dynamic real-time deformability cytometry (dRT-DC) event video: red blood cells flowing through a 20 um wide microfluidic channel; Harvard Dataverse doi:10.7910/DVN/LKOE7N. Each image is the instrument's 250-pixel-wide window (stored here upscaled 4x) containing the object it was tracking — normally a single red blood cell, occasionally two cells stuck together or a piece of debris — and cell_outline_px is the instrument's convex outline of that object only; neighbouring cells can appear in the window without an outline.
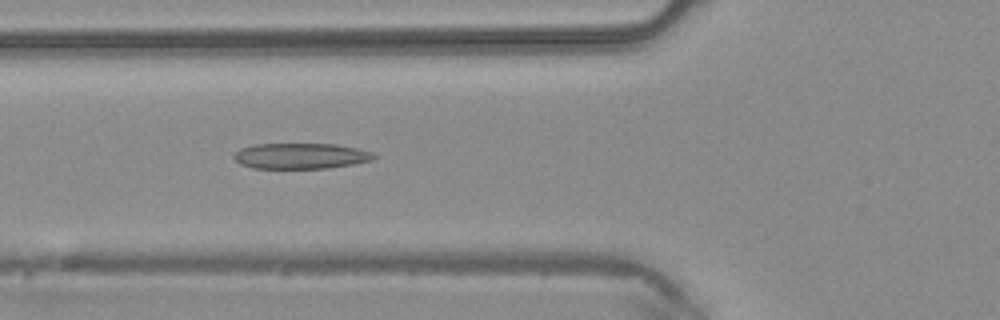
{"species": "common noctule bat (a hibernating species)", "species_latin": "Nyctalus noctula", "temperature_condition": "warm", "stored_images_in_passage": 28, "camera_frame_rate_fps": 3000, "um_per_image_px": 0.085, "animal": {"sex": "male", "body_mass_g": 20.4}, "frame": {"image": 1, "passage_image": 5, "time_ms": 1.333, "image_size_px": [1000, 320], "cell_outline_px": [[380, 156], [372, 160], [352, 164], [328, 168], [252, 168], [240, 164], [232, 156], [240, 148], [252, 144], [336, 144], [356, 148], [372, 152]], "centroid_in_image_um": [25.56, 13.25], "position_along_channel_um": 100.2, "area_um2": 21.04}}
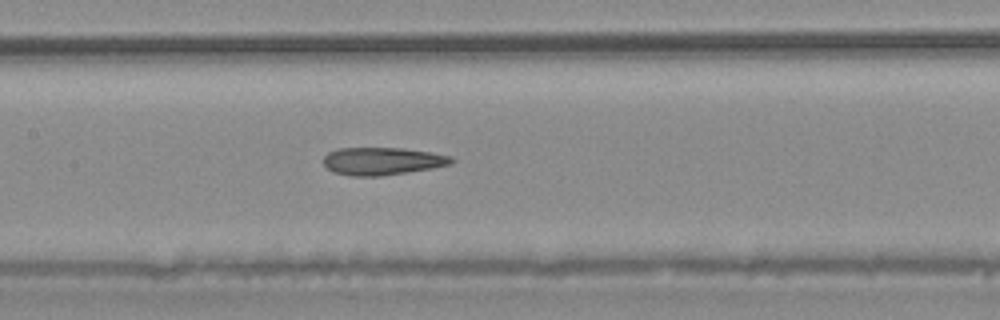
{"frame": {"image": 2, "passage_image": 10, "time_ms": 3.0, "image_size_px": [1000, 320], "cell_outline_px": [[456, 160], [452, 164], [432, 168], [408, 172], [380, 176], [352, 176], [332, 172], [324, 164], [324, 156], [328, 152], [336, 148], [404, 148], [432, 152], [452, 156]], "centroid_in_image_um": [32.52, 13.69], "position_along_channel_um": 174.9, "area_um2": 20.81}}
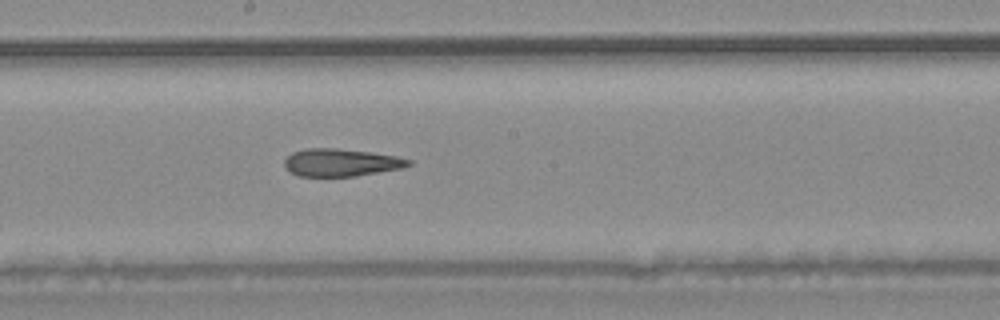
{"frame": {"image": 3, "passage_image": 13, "time_ms": 4.0, "image_size_px": [1000, 320], "cell_outline_px": [[412, 164], [404, 168], [356, 176], [300, 176], [284, 168], [284, 160], [292, 152], [308, 148], [336, 148], [368, 152], [396, 156], [412, 160]], "centroid_in_image_um": [29.0, 13.82], "position_along_channel_um": 219.2, "area_um2": 19.94}}